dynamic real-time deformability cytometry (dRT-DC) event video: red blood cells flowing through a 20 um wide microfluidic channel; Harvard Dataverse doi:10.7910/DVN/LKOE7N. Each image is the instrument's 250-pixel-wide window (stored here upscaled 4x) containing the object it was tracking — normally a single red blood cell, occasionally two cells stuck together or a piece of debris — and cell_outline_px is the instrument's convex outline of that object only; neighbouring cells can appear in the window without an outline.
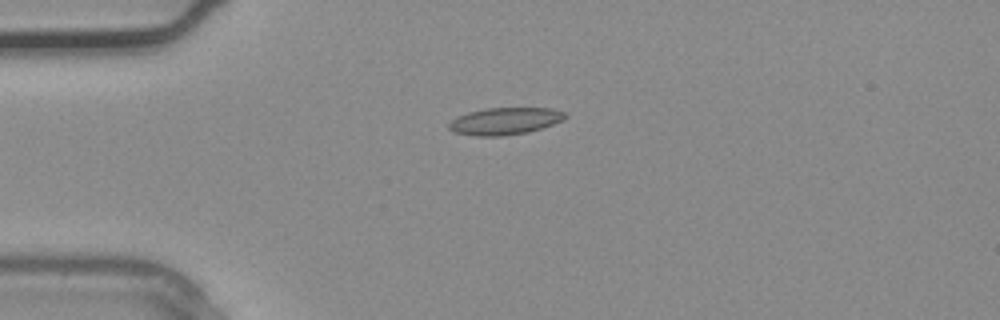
{"species": "common noctule bat (a hibernating species)", "species_latin": "Nyctalus noctula", "temperature_condition": "warm", "stored_images_in_passage": 3, "camera_frame_rate_fps": 3000, "um_per_image_px": 0.085, "animal": {"sex": "male", "body_mass_g": 20.4}, "frame": {"image": 1, "passage_image": 3, "time_ms": 0.667, "image_size_px": [1000, 320], "cell_outline_px": [[568, 116], [564, 120], [528, 132], [504, 136], [476, 136], [452, 132], [448, 128], [448, 124], [456, 116], [468, 112], [488, 108], [552, 108], [568, 112]], "centroid_in_image_um": [42.93, 10.29], "position_along_channel_um": 42.1, "area_um2": 18.55}}